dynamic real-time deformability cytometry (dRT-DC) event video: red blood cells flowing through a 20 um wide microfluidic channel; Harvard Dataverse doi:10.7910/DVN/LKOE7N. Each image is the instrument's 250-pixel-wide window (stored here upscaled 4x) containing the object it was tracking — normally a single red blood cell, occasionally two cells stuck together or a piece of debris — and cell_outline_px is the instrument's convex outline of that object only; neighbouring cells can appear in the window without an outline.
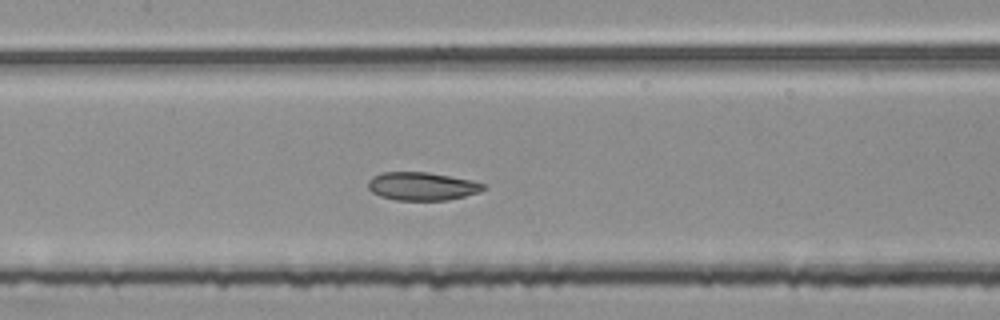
{"species": "common noctule bat (a hibernating species)", "species_latin": "Nyctalus noctula", "temperature_condition": "room temperature", "stored_images_in_passage": 52, "segment_of_instrument_passage": [2, 2], "camera_frame_rate_fps": 3000, "um_per_image_px": 0.085, "animal": {"sex": "female", "body_mass_g": 25.1}, "frame": {"image": 1, "passage_image": 25, "time_ms": 8.0, "image_size_px": [1000, 320], "cell_outline_px": [[484, 188], [480, 192], [448, 200], [396, 200], [380, 196], [372, 192], [368, 188], [368, 180], [372, 176], [384, 172], [428, 172], [472, 180], [484, 184]], "centroid_in_image_um": [35.85, 15.83], "position_along_channel_um": 171.5, "area_um2": 18.9}}
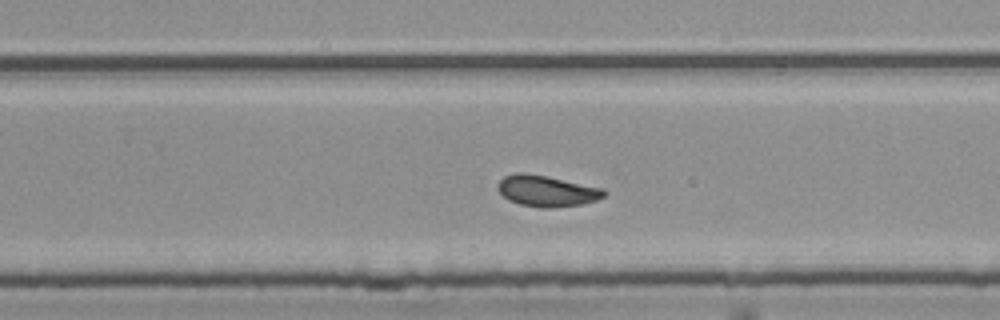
{"frame": {"image": 2, "passage_image": 34, "time_ms": 11.0, "image_size_px": [1000, 320], "cell_outline_px": [[608, 192], [604, 196], [596, 200], [584, 204], [548, 208], [544, 208], [520, 204], [508, 200], [496, 188], [500, 180], [504, 176], [516, 172], [524, 172], [604, 188]], "centroid_in_image_um": [46.48, 16.23], "position_along_channel_um": 283.3, "area_um2": 19.19}}
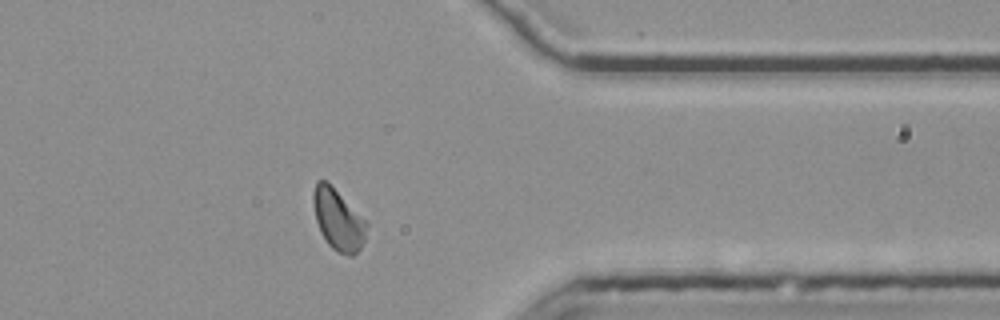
{"frame": {"image": 3, "passage_image": 43, "time_ms": 14.0, "image_size_px": [1000, 320], "cell_outline_px": [[368, 228], [364, 240], [360, 248], [352, 256], [348, 256], [332, 248], [328, 244], [320, 232], [316, 220], [312, 204], [312, 192], [316, 180], [324, 180], [368, 220]], "centroid_in_image_um": [28.74, 18.67], "position_along_channel_um": 382.7, "area_um2": 19.07}}